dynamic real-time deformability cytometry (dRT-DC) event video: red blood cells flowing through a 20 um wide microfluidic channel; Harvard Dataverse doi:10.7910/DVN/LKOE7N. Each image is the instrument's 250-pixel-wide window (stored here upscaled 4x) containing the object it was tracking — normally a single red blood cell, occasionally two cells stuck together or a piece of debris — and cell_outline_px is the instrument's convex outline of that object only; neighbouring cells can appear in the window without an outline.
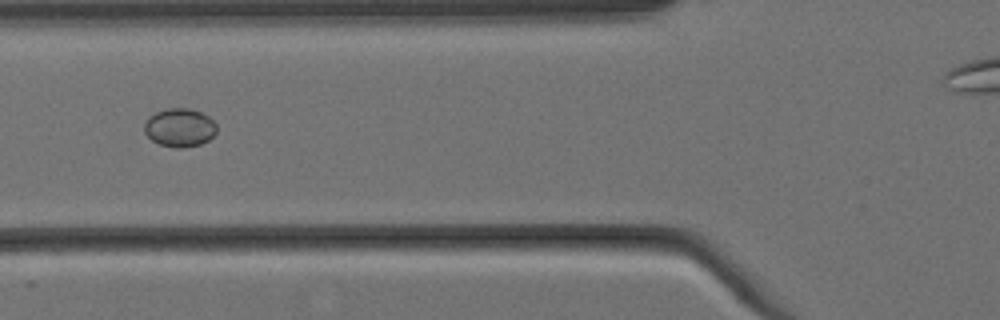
{"species": "Egyptian fruit bat (a non-hibernating species)", "species_latin": "Rousettus aegyptiacus", "temperature_condition": "cold", "stored_images_in_passage": 11, "segment_of_instrument_passage": [1, 2], "camera_frame_rate_fps": 3000, "um_per_image_px": 0.085, "animal": {"sex": "female"}, "frame": {"image": 1, "passage_image": 5, "time_ms": 1.333, "image_size_px": [1000, 320], "cell_outline_px": [[216, 132], [208, 140], [200, 144], [184, 148], [176, 148], [160, 144], [152, 140], [144, 132], [144, 124], [148, 116], [156, 112], [168, 108], [188, 108], [200, 112], [208, 116], [216, 124]], "centroid_in_image_um": [15.26, 10.84], "position_along_channel_um": 110.5, "area_um2": 16.18}}
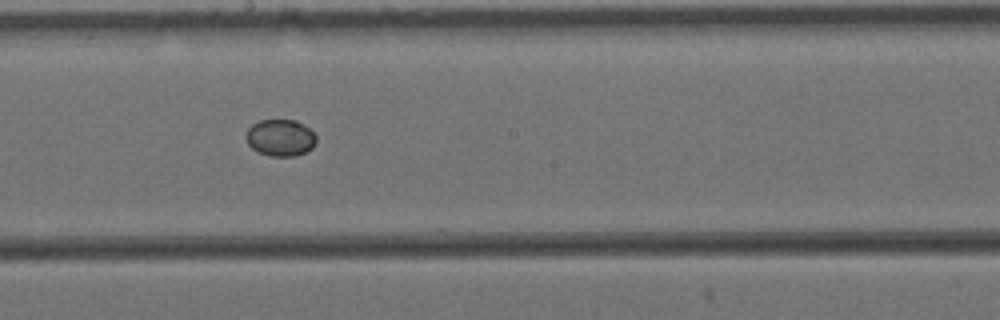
{"frame": {"image": 2, "passage_image": 8, "time_ms": 2.333, "image_size_px": [1000, 320], "cell_outline_px": [[316, 144], [312, 148], [304, 152], [292, 156], [272, 156], [260, 152], [252, 148], [248, 144], [244, 136], [248, 128], [252, 124], [260, 120], [296, 120], [304, 124], [316, 136]], "centroid_in_image_um": [23.82, 11.69], "position_along_channel_um": 224.4, "area_um2": 15.03}}
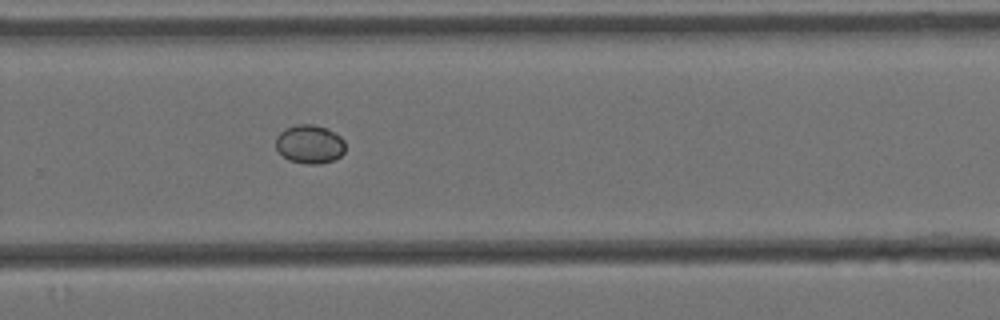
{"frame": {"image": 3, "passage_image": 10, "time_ms": 3.0, "image_size_px": [1000, 320], "cell_outline_px": [[344, 152], [340, 156], [332, 160], [320, 164], [308, 164], [288, 160], [276, 148], [276, 136], [284, 128], [296, 124], [312, 124], [328, 128], [340, 136], [344, 140]], "centroid_in_image_um": [26.31, 12.24], "position_along_channel_um": 303.5, "area_um2": 15.72}}